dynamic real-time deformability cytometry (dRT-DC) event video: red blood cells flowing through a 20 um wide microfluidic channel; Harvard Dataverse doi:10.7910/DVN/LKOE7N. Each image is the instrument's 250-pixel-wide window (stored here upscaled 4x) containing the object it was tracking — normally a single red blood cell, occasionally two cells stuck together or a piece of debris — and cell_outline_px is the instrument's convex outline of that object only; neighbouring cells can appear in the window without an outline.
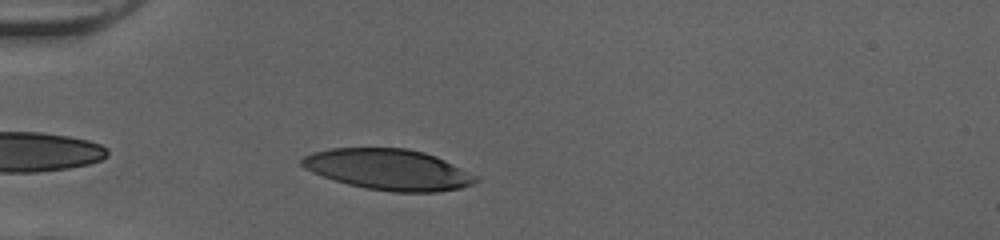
{"species": "human", "species_latin": "Homo sapiens", "temperature_condition": "cold", "stored_images_in_passage": 30, "camera_frame_rate_fps": 3000, "um_per_image_px": 0.085, "donor": {"sex": "female"}, "frame": {"image": 1, "passage_image": 3, "time_ms": 0.667, "image_size_px": [1000, 240], "cell_outline_px": [[480, 180], [472, 184], [460, 188], [436, 192], [392, 192], [364, 188], [348, 184], [312, 172], [304, 168], [300, 164], [300, 160], [304, 156], [312, 152], [332, 148], [408, 148], [424, 152], [436, 156], [476, 176]], "centroid_in_image_um": [33.0, 14.41], "position_along_channel_um": 52.0, "area_um2": 41.27}}
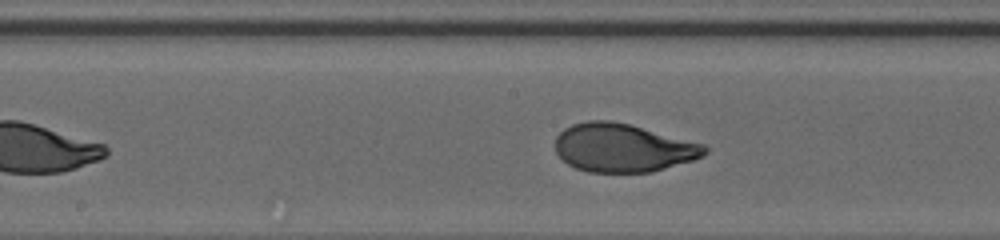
{"frame": {"image": 2, "passage_image": 15, "time_ms": 4.667, "image_size_px": [1000, 240], "cell_outline_px": [[708, 152], [704, 156], [692, 160], [652, 172], [588, 172], [576, 168], [568, 164], [556, 152], [556, 136], [564, 128], [572, 124], [588, 120], [608, 120], [628, 124], [704, 144], [708, 148]], "centroid_in_image_um": [52.94, 12.56], "position_along_channel_um": 195.3, "area_um2": 41.91}}
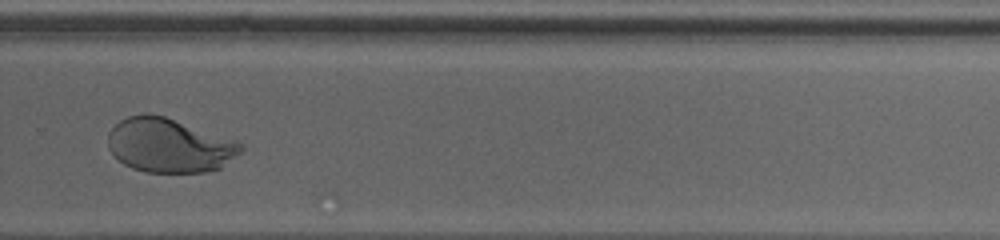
{"frame": {"image": 3, "passage_image": 24, "time_ms": 7.667, "image_size_px": [1000, 240], "cell_outline_px": [[244, 152], [220, 168], [204, 172], [144, 172], [132, 168], [124, 164], [108, 148], [108, 132], [120, 120], [128, 116], [144, 112], [148, 112], [164, 116], [244, 144]], "centroid_in_image_um": [14.38, 12.36], "position_along_channel_um": 315.4, "area_um2": 41.85}, "authors_computed_cell_mechanics": {"area_um2": 42.1073, "velocity_mm_per_s": 4.0218, "shape_relaxation_time_tau1_ms": 4.7435, "shape_relaxation_time_tau2_ms": null, "deformation_change_tau1": 0.2395, "deformation_change_tau2": null}}